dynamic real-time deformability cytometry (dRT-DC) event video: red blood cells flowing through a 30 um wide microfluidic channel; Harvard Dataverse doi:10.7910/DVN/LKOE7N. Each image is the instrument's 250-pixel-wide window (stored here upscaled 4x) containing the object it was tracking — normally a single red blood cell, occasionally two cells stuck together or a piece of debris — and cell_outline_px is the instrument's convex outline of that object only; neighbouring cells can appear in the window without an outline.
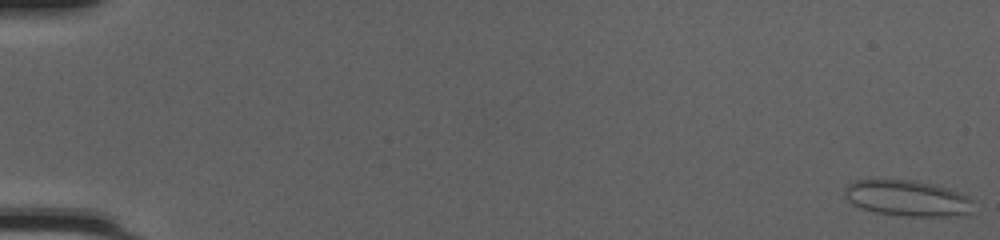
{"species": "common noctule bat (a hibernating species)", "species_latin": "Nyctalus noctula", "temperature_condition": "cold", "stored_images_in_passage": 48, "camera_frame_rate_fps": 3000, "um_per_image_px": 0.085, "animal": {"sex": "female", "body_mass_g": 20.0, "forearm_length_mm": 54.0}, "frame": {"image": 1, "passage_image": 1, "time_ms": 0.0, "image_size_px": [1000, 240], "cell_outline_px": [[972, 212], [960, 216], [900, 216], [876, 212], [860, 208], [852, 204], [844, 196], [844, 188], [848, 184], [856, 180], [912, 180], [932, 184], [948, 188], [968, 196], [972, 200]], "centroid_in_image_um": [77.12, 16.86], "position_along_channel_um": 7.9, "area_um2": 27.05}}
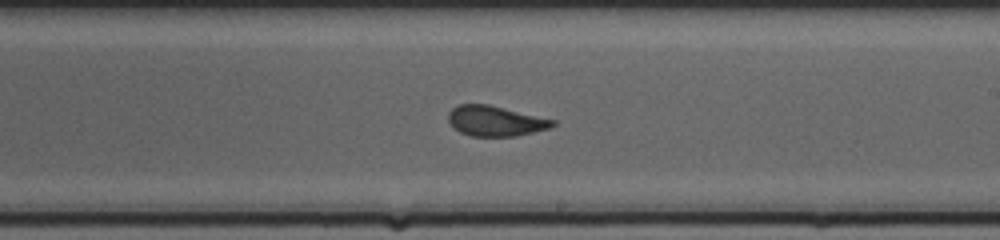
{"frame": {"image": 2, "passage_image": 31, "time_ms": 10.0, "image_size_px": [1000, 240], "cell_outline_px": [[556, 124], [548, 128], [516, 136], [472, 136], [460, 132], [448, 120], [448, 112], [456, 104], [488, 104], [556, 120]], "centroid_in_image_um": [42.09, 10.27], "position_along_channel_um": 246.9, "area_um2": 18.26}}
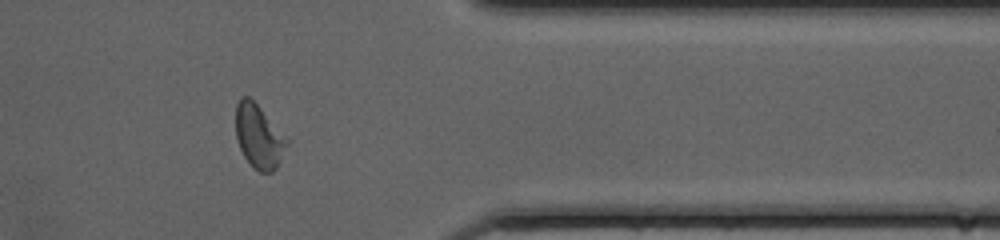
{"frame": {"image": 3, "passage_image": 42, "time_ms": 13.667, "image_size_px": [1000, 240], "cell_outline_px": [[288, 144], [276, 168], [272, 172], [260, 172], [252, 168], [244, 156], [240, 148], [236, 136], [236, 104], [240, 96], [248, 96], [260, 108], [288, 140]], "centroid_in_image_um": [21.97, 11.61], "position_along_channel_um": 389.4, "area_um2": 18.67}}